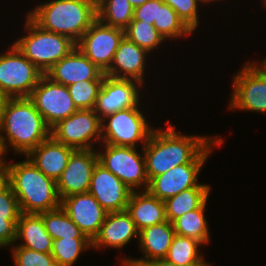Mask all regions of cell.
I'll list each match as a JSON object with an SVG mask.
<instances>
[{
  "label": "cell",
  "mask_w": 266,
  "mask_h": 266,
  "mask_svg": "<svg viewBox=\"0 0 266 266\" xmlns=\"http://www.w3.org/2000/svg\"><path fill=\"white\" fill-rule=\"evenodd\" d=\"M167 130L155 129L142 149L146 160L148 180L164 174L173 167L188 163H205L214 146H221L217 136L181 135L168 123Z\"/></svg>",
  "instance_id": "obj_1"
},
{
  "label": "cell",
  "mask_w": 266,
  "mask_h": 266,
  "mask_svg": "<svg viewBox=\"0 0 266 266\" xmlns=\"http://www.w3.org/2000/svg\"><path fill=\"white\" fill-rule=\"evenodd\" d=\"M49 136L50 128L28 97L8 98L0 123V144L4 154L9 144L14 152L25 156Z\"/></svg>",
  "instance_id": "obj_2"
},
{
  "label": "cell",
  "mask_w": 266,
  "mask_h": 266,
  "mask_svg": "<svg viewBox=\"0 0 266 266\" xmlns=\"http://www.w3.org/2000/svg\"><path fill=\"white\" fill-rule=\"evenodd\" d=\"M8 184L17 197L21 213L40 214L61 207L55 180L47 177L30 159L8 163Z\"/></svg>",
  "instance_id": "obj_3"
},
{
  "label": "cell",
  "mask_w": 266,
  "mask_h": 266,
  "mask_svg": "<svg viewBox=\"0 0 266 266\" xmlns=\"http://www.w3.org/2000/svg\"><path fill=\"white\" fill-rule=\"evenodd\" d=\"M28 16L42 29L77 43L97 20V0H52L38 5Z\"/></svg>",
  "instance_id": "obj_4"
},
{
  "label": "cell",
  "mask_w": 266,
  "mask_h": 266,
  "mask_svg": "<svg viewBox=\"0 0 266 266\" xmlns=\"http://www.w3.org/2000/svg\"><path fill=\"white\" fill-rule=\"evenodd\" d=\"M24 27L28 34L14 44L44 74L76 46L69 37L42 29L28 15Z\"/></svg>",
  "instance_id": "obj_5"
},
{
  "label": "cell",
  "mask_w": 266,
  "mask_h": 266,
  "mask_svg": "<svg viewBox=\"0 0 266 266\" xmlns=\"http://www.w3.org/2000/svg\"><path fill=\"white\" fill-rule=\"evenodd\" d=\"M43 75L14 43L0 55V91L8 98L29 97Z\"/></svg>",
  "instance_id": "obj_6"
},
{
  "label": "cell",
  "mask_w": 266,
  "mask_h": 266,
  "mask_svg": "<svg viewBox=\"0 0 266 266\" xmlns=\"http://www.w3.org/2000/svg\"><path fill=\"white\" fill-rule=\"evenodd\" d=\"M101 127L104 144L133 148L138 141L144 147L154 130L139 110V105L106 115L102 118Z\"/></svg>",
  "instance_id": "obj_7"
},
{
  "label": "cell",
  "mask_w": 266,
  "mask_h": 266,
  "mask_svg": "<svg viewBox=\"0 0 266 266\" xmlns=\"http://www.w3.org/2000/svg\"><path fill=\"white\" fill-rule=\"evenodd\" d=\"M104 151L97 152L98 161L132 191L142 187L147 191L149 180L146 173L145 155L133 147L103 144ZM142 185V186H141Z\"/></svg>",
  "instance_id": "obj_8"
},
{
  "label": "cell",
  "mask_w": 266,
  "mask_h": 266,
  "mask_svg": "<svg viewBox=\"0 0 266 266\" xmlns=\"http://www.w3.org/2000/svg\"><path fill=\"white\" fill-rule=\"evenodd\" d=\"M101 124L94 109H79L53 126L50 135L74 149H93L92 141L102 139Z\"/></svg>",
  "instance_id": "obj_9"
},
{
  "label": "cell",
  "mask_w": 266,
  "mask_h": 266,
  "mask_svg": "<svg viewBox=\"0 0 266 266\" xmlns=\"http://www.w3.org/2000/svg\"><path fill=\"white\" fill-rule=\"evenodd\" d=\"M28 98L50 129L78 110L67 86L54 82L45 74Z\"/></svg>",
  "instance_id": "obj_10"
},
{
  "label": "cell",
  "mask_w": 266,
  "mask_h": 266,
  "mask_svg": "<svg viewBox=\"0 0 266 266\" xmlns=\"http://www.w3.org/2000/svg\"><path fill=\"white\" fill-rule=\"evenodd\" d=\"M125 31L107 26L98 19L76 43L78 49L104 73L110 68Z\"/></svg>",
  "instance_id": "obj_11"
},
{
  "label": "cell",
  "mask_w": 266,
  "mask_h": 266,
  "mask_svg": "<svg viewBox=\"0 0 266 266\" xmlns=\"http://www.w3.org/2000/svg\"><path fill=\"white\" fill-rule=\"evenodd\" d=\"M230 109L266 112V75L246 63L233 80Z\"/></svg>",
  "instance_id": "obj_12"
},
{
  "label": "cell",
  "mask_w": 266,
  "mask_h": 266,
  "mask_svg": "<svg viewBox=\"0 0 266 266\" xmlns=\"http://www.w3.org/2000/svg\"><path fill=\"white\" fill-rule=\"evenodd\" d=\"M95 149H76L60 178L56 181L60 199L70 195L87 193L98 161Z\"/></svg>",
  "instance_id": "obj_13"
},
{
  "label": "cell",
  "mask_w": 266,
  "mask_h": 266,
  "mask_svg": "<svg viewBox=\"0 0 266 266\" xmlns=\"http://www.w3.org/2000/svg\"><path fill=\"white\" fill-rule=\"evenodd\" d=\"M138 86H142L138 81L117 79L105 75L94 109L95 112L102 119L119 110L137 107L140 100Z\"/></svg>",
  "instance_id": "obj_14"
},
{
  "label": "cell",
  "mask_w": 266,
  "mask_h": 266,
  "mask_svg": "<svg viewBox=\"0 0 266 266\" xmlns=\"http://www.w3.org/2000/svg\"><path fill=\"white\" fill-rule=\"evenodd\" d=\"M61 208L91 241L108 213L89 192L63 198Z\"/></svg>",
  "instance_id": "obj_15"
},
{
  "label": "cell",
  "mask_w": 266,
  "mask_h": 266,
  "mask_svg": "<svg viewBox=\"0 0 266 266\" xmlns=\"http://www.w3.org/2000/svg\"><path fill=\"white\" fill-rule=\"evenodd\" d=\"M88 192L107 212H117L126 210L132 190L98 162Z\"/></svg>",
  "instance_id": "obj_16"
},
{
  "label": "cell",
  "mask_w": 266,
  "mask_h": 266,
  "mask_svg": "<svg viewBox=\"0 0 266 266\" xmlns=\"http://www.w3.org/2000/svg\"><path fill=\"white\" fill-rule=\"evenodd\" d=\"M45 75L64 86L82 80H104L105 77V73L89 60L77 46L67 56L54 64Z\"/></svg>",
  "instance_id": "obj_17"
},
{
  "label": "cell",
  "mask_w": 266,
  "mask_h": 266,
  "mask_svg": "<svg viewBox=\"0 0 266 266\" xmlns=\"http://www.w3.org/2000/svg\"><path fill=\"white\" fill-rule=\"evenodd\" d=\"M204 163H188L173 167L149 181L147 191L159 200L166 199L180 192L198 186V174Z\"/></svg>",
  "instance_id": "obj_18"
},
{
  "label": "cell",
  "mask_w": 266,
  "mask_h": 266,
  "mask_svg": "<svg viewBox=\"0 0 266 266\" xmlns=\"http://www.w3.org/2000/svg\"><path fill=\"white\" fill-rule=\"evenodd\" d=\"M146 54H148L146 50L124 36L105 75L117 79L135 80L143 85Z\"/></svg>",
  "instance_id": "obj_19"
},
{
  "label": "cell",
  "mask_w": 266,
  "mask_h": 266,
  "mask_svg": "<svg viewBox=\"0 0 266 266\" xmlns=\"http://www.w3.org/2000/svg\"><path fill=\"white\" fill-rule=\"evenodd\" d=\"M76 149L56 141L51 135L26 157L47 177L57 181Z\"/></svg>",
  "instance_id": "obj_20"
},
{
  "label": "cell",
  "mask_w": 266,
  "mask_h": 266,
  "mask_svg": "<svg viewBox=\"0 0 266 266\" xmlns=\"http://www.w3.org/2000/svg\"><path fill=\"white\" fill-rule=\"evenodd\" d=\"M134 235L139 236V231L126 210L108 212L98 234L92 240V247L123 248Z\"/></svg>",
  "instance_id": "obj_21"
},
{
  "label": "cell",
  "mask_w": 266,
  "mask_h": 266,
  "mask_svg": "<svg viewBox=\"0 0 266 266\" xmlns=\"http://www.w3.org/2000/svg\"><path fill=\"white\" fill-rule=\"evenodd\" d=\"M175 235L174 227L171 222L166 220L163 223L146 227L139 231V247L143 251L144 258H126L138 265H147L153 260L164 259L171 246Z\"/></svg>",
  "instance_id": "obj_22"
},
{
  "label": "cell",
  "mask_w": 266,
  "mask_h": 266,
  "mask_svg": "<svg viewBox=\"0 0 266 266\" xmlns=\"http://www.w3.org/2000/svg\"><path fill=\"white\" fill-rule=\"evenodd\" d=\"M132 191L126 211L134 221L138 231L166 221L165 203L148 191Z\"/></svg>",
  "instance_id": "obj_23"
},
{
  "label": "cell",
  "mask_w": 266,
  "mask_h": 266,
  "mask_svg": "<svg viewBox=\"0 0 266 266\" xmlns=\"http://www.w3.org/2000/svg\"><path fill=\"white\" fill-rule=\"evenodd\" d=\"M23 243L20 247H25L41 253H51L53 239L47 233L45 224L39 214L21 213L16 224V240Z\"/></svg>",
  "instance_id": "obj_24"
},
{
  "label": "cell",
  "mask_w": 266,
  "mask_h": 266,
  "mask_svg": "<svg viewBox=\"0 0 266 266\" xmlns=\"http://www.w3.org/2000/svg\"><path fill=\"white\" fill-rule=\"evenodd\" d=\"M209 193L210 187L207 184H199L166 199L164 201L166 220L173 223L184 213L198 209L208 200Z\"/></svg>",
  "instance_id": "obj_25"
},
{
  "label": "cell",
  "mask_w": 266,
  "mask_h": 266,
  "mask_svg": "<svg viewBox=\"0 0 266 266\" xmlns=\"http://www.w3.org/2000/svg\"><path fill=\"white\" fill-rule=\"evenodd\" d=\"M207 200L198 208L190 212H186L178 217L172 224L175 234L185 237L194 238L202 244L209 242V230L204 211L206 209Z\"/></svg>",
  "instance_id": "obj_26"
},
{
  "label": "cell",
  "mask_w": 266,
  "mask_h": 266,
  "mask_svg": "<svg viewBox=\"0 0 266 266\" xmlns=\"http://www.w3.org/2000/svg\"><path fill=\"white\" fill-rule=\"evenodd\" d=\"M133 13L134 7L128 0H97V19L107 26L125 30Z\"/></svg>",
  "instance_id": "obj_27"
},
{
  "label": "cell",
  "mask_w": 266,
  "mask_h": 266,
  "mask_svg": "<svg viewBox=\"0 0 266 266\" xmlns=\"http://www.w3.org/2000/svg\"><path fill=\"white\" fill-rule=\"evenodd\" d=\"M47 233L53 240L61 238H88L61 208L39 214Z\"/></svg>",
  "instance_id": "obj_28"
},
{
  "label": "cell",
  "mask_w": 266,
  "mask_h": 266,
  "mask_svg": "<svg viewBox=\"0 0 266 266\" xmlns=\"http://www.w3.org/2000/svg\"><path fill=\"white\" fill-rule=\"evenodd\" d=\"M201 245L194 238L175 234L164 259L179 266L195 265L204 260L198 250Z\"/></svg>",
  "instance_id": "obj_29"
},
{
  "label": "cell",
  "mask_w": 266,
  "mask_h": 266,
  "mask_svg": "<svg viewBox=\"0 0 266 266\" xmlns=\"http://www.w3.org/2000/svg\"><path fill=\"white\" fill-rule=\"evenodd\" d=\"M92 248L89 238H61L53 240L51 255L57 266H72L83 250Z\"/></svg>",
  "instance_id": "obj_30"
},
{
  "label": "cell",
  "mask_w": 266,
  "mask_h": 266,
  "mask_svg": "<svg viewBox=\"0 0 266 266\" xmlns=\"http://www.w3.org/2000/svg\"><path fill=\"white\" fill-rule=\"evenodd\" d=\"M159 34L165 39L183 37L192 31L178 17L177 12L167 3L158 6L157 21L153 24Z\"/></svg>",
  "instance_id": "obj_31"
},
{
  "label": "cell",
  "mask_w": 266,
  "mask_h": 266,
  "mask_svg": "<svg viewBox=\"0 0 266 266\" xmlns=\"http://www.w3.org/2000/svg\"><path fill=\"white\" fill-rule=\"evenodd\" d=\"M125 36L137 44L148 53L164 42V38L159 34L153 24L145 21L132 19L127 28L124 30Z\"/></svg>",
  "instance_id": "obj_32"
},
{
  "label": "cell",
  "mask_w": 266,
  "mask_h": 266,
  "mask_svg": "<svg viewBox=\"0 0 266 266\" xmlns=\"http://www.w3.org/2000/svg\"><path fill=\"white\" fill-rule=\"evenodd\" d=\"M103 80L79 81L67 86L77 109H95Z\"/></svg>",
  "instance_id": "obj_33"
},
{
  "label": "cell",
  "mask_w": 266,
  "mask_h": 266,
  "mask_svg": "<svg viewBox=\"0 0 266 266\" xmlns=\"http://www.w3.org/2000/svg\"><path fill=\"white\" fill-rule=\"evenodd\" d=\"M12 253L15 266H57L51 253H41L17 245L13 247Z\"/></svg>",
  "instance_id": "obj_34"
},
{
  "label": "cell",
  "mask_w": 266,
  "mask_h": 266,
  "mask_svg": "<svg viewBox=\"0 0 266 266\" xmlns=\"http://www.w3.org/2000/svg\"><path fill=\"white\" fill-rule=\"evenodd\" d=\"M172 9H174L178 17L193 32L199 24L198 2L200 0H163Z\"/></svg>",
  "instance_id": "obj_35"
},
{
  "label": "cell",
  "mask_w": 266,
  "mask_h": 266,
  "mask_svg": "<svg viewBox=\"0 0 266 266\" xmlns=\"http://www.w3.org/2000/svg\"><path fill=\"white\" fill-rule=\"evenodd\" d=\"M20 214L17 197L8 185L0 191V218H19Z\"/></svg>",
  "instance_id": "obj_36"
},
{
  "label": "cell",
  "mask_w": 266,
  "mask_h": 266,
  "mask_svg": "<svg viewBox=\"0 0 266 266\" xmlns=\"http://www.w3.org/2000/svg\"><path fill=\"white\" fill-rule=\"evenodd\" d=\"M163 2V0H148L143 5L134 8L133 19L154 24V21H157L158 6H161Z\"/></svg>",
  "instance_id": "obj_37"
},
{
  "label": "cell",
  "mask_w": 266,
  "mask_h": 266,
  "mask_svg": "<svg viewBox=\"0 0 266 266\" xmlns=\"http://www.w3.org/2000/svg\"><path fill=\"white\" fill-rule=\"evenodd\" d=\"M19 218H0V247L11 246L16 239Z\"/></svg>",
  "instance_id": "obj_38"
},
{
  "label": "cell",
  "mask_w": 266,
  "mask_h": 266,
  "mask_svg": "<svg viewBox=\"0 0 266 266\" xmlns=\"http://www.w3.org/2000/svg\"><path fill=\"white\" fill-rule=\"evenodd\" d=\"M6 163V164H5ZM9 180V166L6 161L0 163V191L6 188Z\"/></svg>",
  "instance_id": "obj_39"
},
{
  "label": "cell",
  "mask_w": 266,
  "mask_h": 266,
  "mask_svg": "<svg viewBox=\"0 0 266 266\" xmlns=\"http://www.w3.org/2000/svg\"><path fill=\"white\" fill-rule=\"evenodd\" d=\"M146 266H179L176 265L174 263H171L169 261H167L166 259H156L153 260L152 262H150L149 264H147ZM188 266H210L208 264V262L200 261L199 263L195 264V265H188Z\"/></svg>",
  "instance_id": "obj_40"
},
{
  "label": "cell",
  "mask_w": 266,
  "mask_h": 266,
  "mask_svg": "<svg viewBox=\"0 0 266 266\" xmlns=\"http://www.w3.org/2000/svg\"><path fill=\"white\" fill-rule=\"evenodd\" d=\"M7 100H8V97L0 91V123L2 120V114H3L4 107H5Z\"/></svg>",
  "instance_id": "obj_41"
},
{
  "label": "cell",
  "mask_w": 266,
  "mask_h": 266,
  "mask_svg": "<svg viewBox=\"0 0 266 266\" xmlns=\"http://www.w3.org/2000/svg\"><path fill=\"white\" fill-rule=\"evenodd\" d=\"M130 5L134 8L143 5L148 0H128Z\"/></svg>",
  "instance_id": "obj_42"
},
{
  "label": "cell",
  "mask_w": 266,
  "mask_h": 266,
  "mask_svg": "<svg viewBox=\"0 0 266 266\" xmlns=\"http://www.w3.org/2000/svg\"><path fill=\"white\" fill-rule=\"evenodd\" d=\"M255 67H257L264 75H266V60L262 61V64L258 66L257 64L253 63Z\"/></svg>",
  "instance_id": "obj_43"
},
{
  "label": "cell",
  "mask_w": 266,
  "mask_h": 266,
  "mask_svg": "<svg viewBox=\"0 0 266 266\" xmlns=\"http://www.w3.org/2000/svg\"><path fill=\"white\" fill-rule=\"evenodd\" d=\"M122 266H145V265H138V264H135L129 260H124L122 261Z\"/></svg>",
  "instance_id": "obj_44"
},
{
  "label": "cell",
  "mask_w": 266,
  "mask_h": 266,
  "mask_svg": "<svg viewBox=\"0 0 266 266\" xmlns=\"http://www.w3.org/2000/svg\"><path fill=\"white\" fill-rule=\"evenodd\" d=\"M5 154H4V152H3V149H2V147H1V144H0V163L3 161V156H4Z\"/></svg>",
  "instance_id": "obj_45"
},
{
  "label": "cell",
  "mask_w": 266,
  "mask_h": 266,
  "mask_svg": "<svg viewBox=\"0 0 266 266\" xmlns=\"http://www.w3.org/2000/svg\"><path fill=\"white\" fill-rule=\"evenodd\" d=\"M202 3H205L206 4V2H212V1H214V0H200ZM218 1V0H217Z\"/></svg>",
  "instance_id": "obj_46"
}]
</instances>
